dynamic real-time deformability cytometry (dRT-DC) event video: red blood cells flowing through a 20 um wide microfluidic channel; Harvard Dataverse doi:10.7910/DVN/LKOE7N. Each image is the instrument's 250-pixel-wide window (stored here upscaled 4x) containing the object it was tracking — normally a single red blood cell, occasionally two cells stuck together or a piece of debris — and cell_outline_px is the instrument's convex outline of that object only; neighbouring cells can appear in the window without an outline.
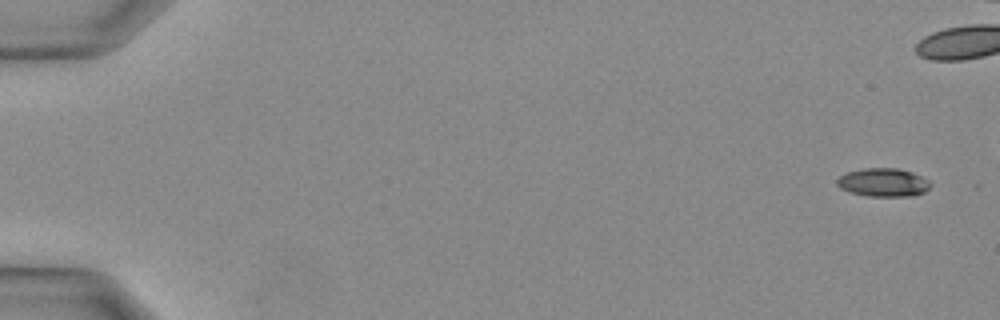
{"species": "Egyptian fruit bat (a non-hibernating species)", "species_latin": "Rousettus aegyptiacus", "temperature_condition": "warm", "stored_images_in_passage": 7, "camera_frame_rate_fps": 3000, "um_per_image_px": 0.085, "animal": {"sex": "female"}, "frame": {"image": 1, "passage_image": 1, "time_ms": 0.0, "image_size_px": [1000, 320], "cell_outline_px": [[932, 184], [924, 192], [912, 196], [868, 196], [848, 192], [840, 188], [836, 184], [836, 180], [840, 176], [848, 172], [864, 168], [900, 168], [912, 172], [928, 180]], "centroid_in_image_um": [75.06, 15.51], "position_along_channel_um": 9.9, "area_um2": 15.49}}